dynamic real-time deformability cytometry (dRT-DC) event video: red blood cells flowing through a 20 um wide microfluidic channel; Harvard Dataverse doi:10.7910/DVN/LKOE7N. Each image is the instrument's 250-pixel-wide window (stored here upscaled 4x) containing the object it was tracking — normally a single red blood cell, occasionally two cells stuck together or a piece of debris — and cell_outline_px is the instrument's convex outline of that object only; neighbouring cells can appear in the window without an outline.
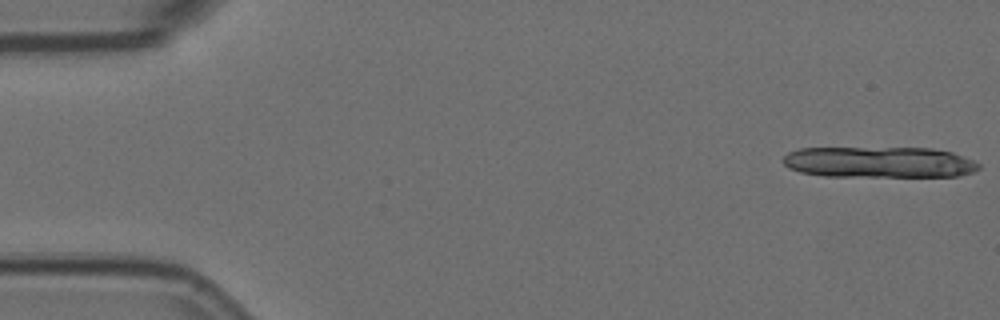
{"species": "Egyptian fruit bat (a non-hibernating species)", "species_latin": "Rousettus aegyptiacus", "temperature_condition": "room temperature", "stored_images_in_passage": 7, "segment_of_instrument_passage": [1, 2], "camera_frame_rate_fps": 3000, "um_per_image_px": 0.085, "animal": {"sex": "female"}, "frame": {"image": 1, "passage_image": 1, "time_ms": 0.0, "image_size_px": [1000, 320], "cell_outline_px": [[980, 168], [972, 172], [960, 176], [824, 176], [800, 172], [788, 168], [784, 164], [784, 156], [788, 152], [800, 148], [932, 148], [952, 152], [964, 156], [980, 164]], "centroid_in_image_um": [74.73, 13.78], "position_along_channel_um": 10.3, "area_um2": 35.43}}